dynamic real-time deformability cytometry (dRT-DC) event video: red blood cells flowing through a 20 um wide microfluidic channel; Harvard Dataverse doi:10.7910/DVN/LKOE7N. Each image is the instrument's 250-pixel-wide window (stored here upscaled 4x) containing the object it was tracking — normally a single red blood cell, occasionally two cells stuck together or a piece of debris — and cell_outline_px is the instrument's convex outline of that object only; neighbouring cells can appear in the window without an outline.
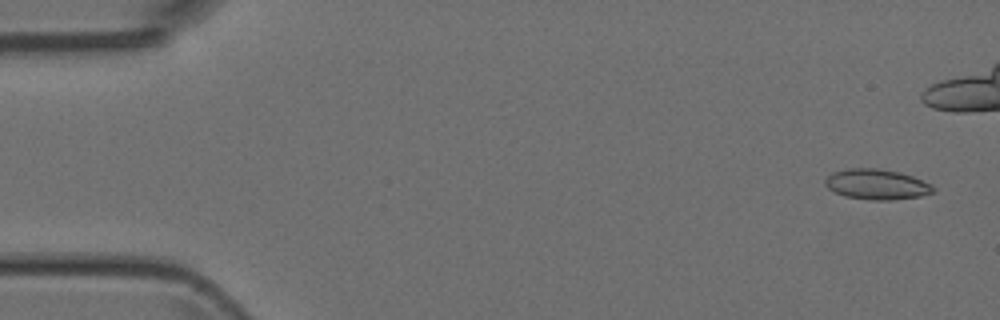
{"species": "Egyptian fruit bat (a non-hibernating species)", "species_latin": "Rousettus aegyptiacus", "temperature_condition": "room temperature", "stored_images_in_passage": 41, "camera_frame_rate_fps": 3000, "um_per_image_px": 0.085, "animal": {"sex": "female"}, "frame": {"image": 1, "passage_image": 2, "time_ms": 0.333, "image_size_px": [1000, 320], "cell_outline_px": [[936, 188], [932, 192], [920, 196], [892, 200], [868, 200], [844, 196], [828, 188], [824, 184], [824, 180], [832, 172], [848, 168], [876, 168], [900, 172], [912, 176], [932, 184]], "centroid_in_image_um": [74.51, 15.67], "position_along_channel_um": 10.5, "area_um2": 19.19}}
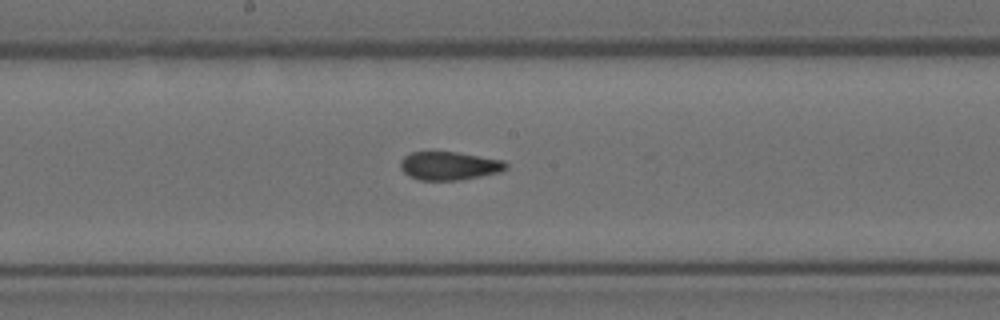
{"frame": {"image": 2, "passage_image": 26, "time_ms": 8.333, "image_size_px": [1000, 320], "cell_outline_px": [[508, 168], [500, 172], [460, 180], [420, 180], [408, 176], [400, 168], [400, 160], [404, 156], [412, 152], [456, 152], [504, 160], [508, 164]], "centroid_in_image_um": [38.18, 14.09], "position_along_channel_um": 210.0, "area_um2": 17.51}}
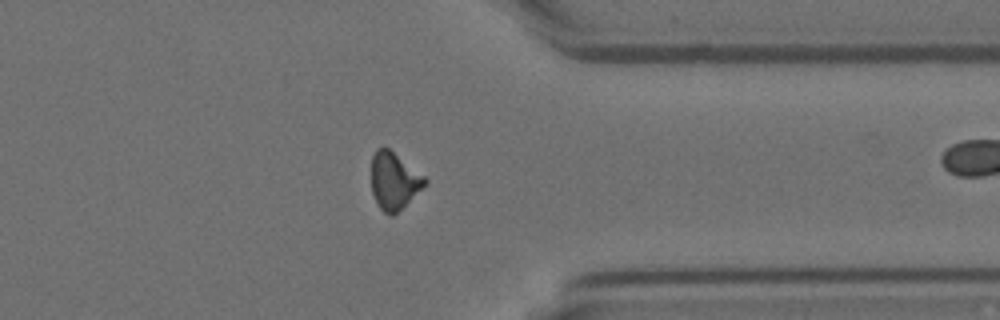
{"frame": {"image": 3, "passage_image": 39, "time_ms": 12.667, "image_size_px": [1000, 320], "cell_outline_px": [[428, 180], [392, 216], [384, 212], [380, 208], [372, 192], [372, 156], [376, 148], [388, 148], [424, 176]], "centroid_in_image_um": [33.45, 15.34], "position_along_channel_um": 378.0, "area_um2": 16.99}}